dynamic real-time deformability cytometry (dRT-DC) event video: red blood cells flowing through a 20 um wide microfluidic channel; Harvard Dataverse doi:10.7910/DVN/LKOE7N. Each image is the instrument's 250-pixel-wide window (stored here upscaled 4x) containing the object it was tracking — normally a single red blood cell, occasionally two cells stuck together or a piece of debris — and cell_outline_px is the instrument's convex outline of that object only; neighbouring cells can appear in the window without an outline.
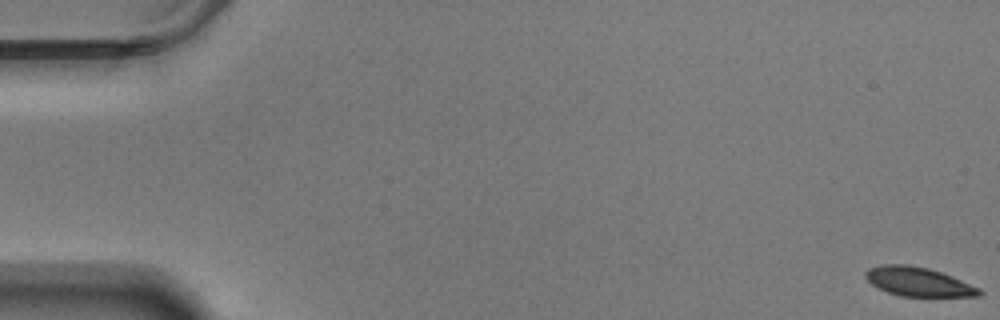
{"species": "Egyptian fruit bat (a non-hibernating species)", "species_latin": "Rousettus aegyptiacus", "temperature_condition": "warm", "stored_images_in_passage": 59, "camera_frame_rate_fps": 3000, "um_per_image_px": 0.085, "animal": {"sex": "male"}, "frame": {"image": 1, "passage_image": 1, "time_ms": 0.0, "image_size_px": [1000, 320], "cell_outline_px": [[984, 292], [980, 296], [900, 296], [888, 292], [872, 284], [864, 276], [864, 272], [868, 268], [884, 264], [904, 264], [928, 268], [952, 276], [980, 288]], "centroid_in_image_um": [78.06, 23.94], "position_along_channel_um": 6.9, "area_um2": 19.13}}
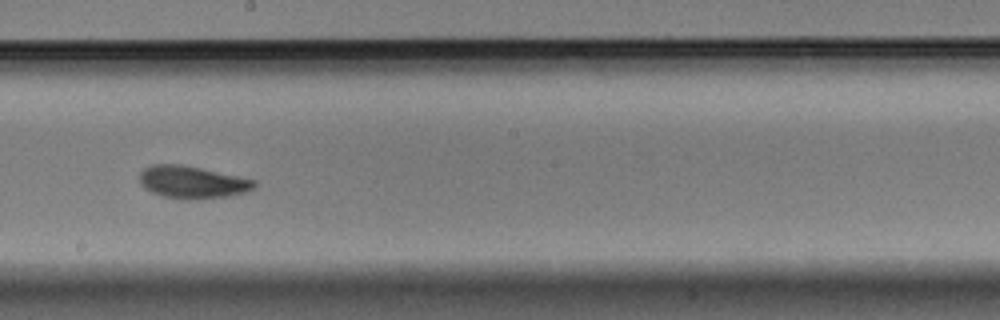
{"frame": {"image": 2, "passage_image": 34, "time_ms": 11.0, "image_size_px": [1000, 320], "cell_outline_px": [[256, 188], [244, 192], [228, 196], [192, 200], [188, 200], [164, 196], [152, 192], [144, 188], [140, 184], [140, 172], [144, 168], [152, 164], [180, 164], [200, 168], [256, 180]], "centroid_in_image_um": [16.33, 15.49], "position_along_channel_um": 231.9, "area_um2": 21.62}}
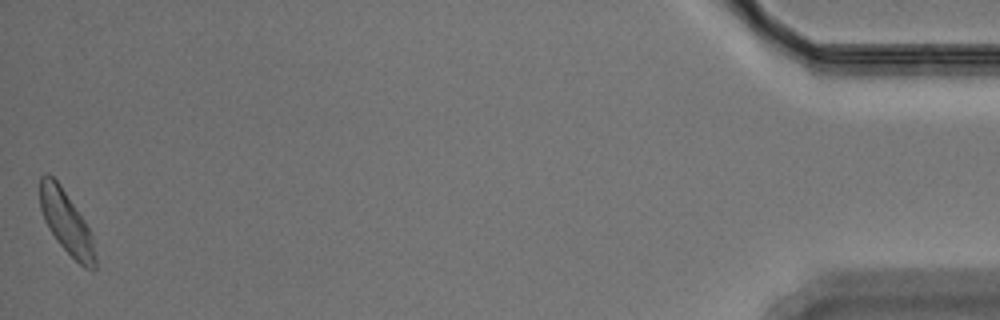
{"frame": {"image": 3, "passage_image": 59, "time_ms": 19.333, "image_size_px": [1000, 320], "cell_outline_px": [[96, 268], [84, 268], [56, 240], [48, 228], [44, 220], [40, 208], [40, 176], [44, 172], [48, 172], [60, 184], [84, 220], [92, 236], [96, 260]], "centroid_in_image_um": [5.61, 18.86], "position_along_channel_um": 429.6, "area_um2": 20.0}, "authors_computed_cell_mechanics": {"area_um2": 20.4612, "velocity_mm_per_s": 3.4707, "shape_relaxation_time_tau1_ms": 2.5531, "shape_relaxation_time_tau2_ms": 3.0752, "deformation_change_tau1": 0.11, "deformation_change_tau2": 0.0824}}